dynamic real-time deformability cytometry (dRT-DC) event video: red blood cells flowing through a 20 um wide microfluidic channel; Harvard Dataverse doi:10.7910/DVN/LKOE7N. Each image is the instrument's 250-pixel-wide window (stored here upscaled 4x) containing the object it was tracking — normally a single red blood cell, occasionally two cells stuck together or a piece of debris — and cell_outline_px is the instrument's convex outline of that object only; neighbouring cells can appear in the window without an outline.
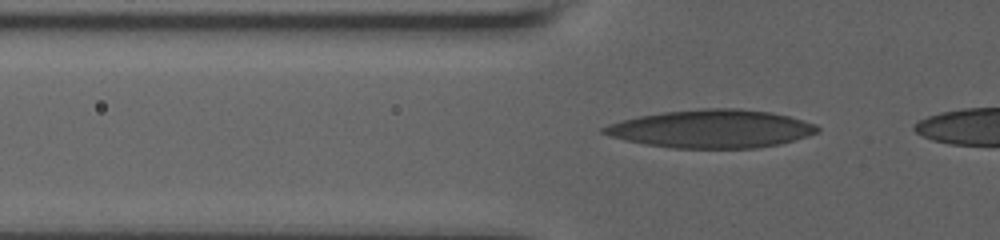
{"species": "human", "species_latin": "Homo sapiens", "temperature_condition": "room temperature", "stored_images_in_passage": 27, "camera_frame_rate_fps": 3000, "um_per_image_px": 0.085, "donor": {"sex": "male"}, "frame": {"image": 1, "passage_image": 18, "time_ms": 3.0, "image_size_px": [1000, 240], "cell_outline_px": [[820, 132], [808, 136], [780, 144], [756, 148], [672, 148], [644, 144], [624, 140], [608, 136], [600, 132], [600, 128], [608, 124], [640, 116], [664, 112], [704, 108], [740, 108], [772, 112], [788, 116], [816, 124], [820, 128]], "centroid_in_image_um": [60.48, 10.95], "position_along_channel_um": 65.3, "area_um2": 47.63}}
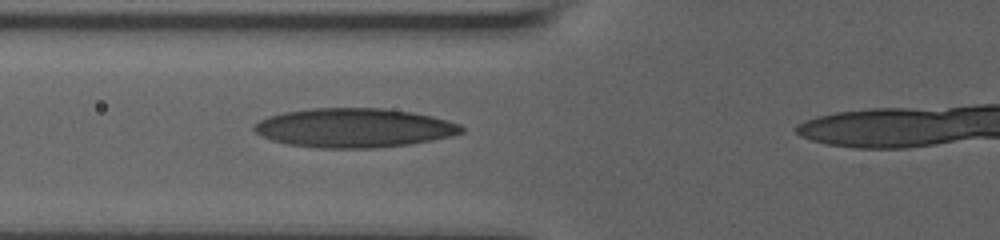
{"frame": {"image": 2, "passage_image": 24, "time_ms": 4.0, "image_size_px": [1000, 240], "cell_outline_px": [[464, 132], [452, 136], [432, 140], [408, 144], [376, 148], [320, 148], [288, 144], [272, 140], [256, 132], [252, 128], [260, 120], [268, 116], [284, 112], [308, 108], [384, 108], [412, 112], [432, 116], [448, 120], [460, 124], [464, 128]], "centroid_in_image_um": [30.12, 10.86], "position_along_channel_um": 95.7, "area_um2": 47.34}}